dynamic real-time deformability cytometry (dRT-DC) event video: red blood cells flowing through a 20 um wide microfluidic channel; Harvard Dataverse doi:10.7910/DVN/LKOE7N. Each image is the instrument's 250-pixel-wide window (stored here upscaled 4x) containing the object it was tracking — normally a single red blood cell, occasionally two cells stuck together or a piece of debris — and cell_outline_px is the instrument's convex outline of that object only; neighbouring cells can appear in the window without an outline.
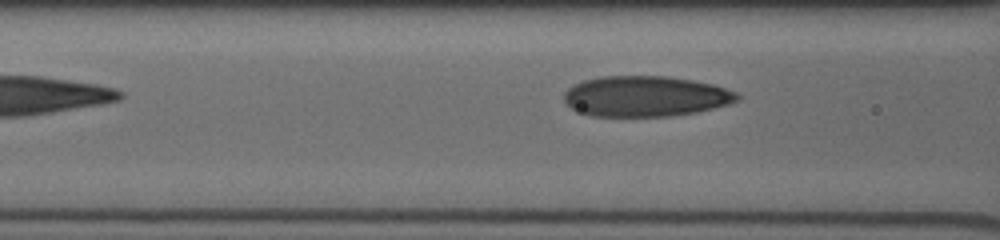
{"species": "human", "species_latin": "Homo sapiens", "temperature_condition": "cold", "stored_images_in_passage": 10, "segment_of_instrument_passage": [2, 2], "camera_frame_rate_fps": 3000, "um_per_image_px": 0.085, "donor": {"sex": "male"}, "frame": {"image": 1, "passage_image": 10, "time_ms": 3.333, "image_size_px": [1000, 240], "cell_outline_px": [[740, 100], [728, 104], [696, 112], [672, 116], [592, 116], [572, 108], [564, 100], [564, 92], [572, 84], [584, 80], [600, 76], [664, 76], [692, 80], [712, 84], [736, 92], [740, 96]], "centroid_in_image_um": [54.86, 8.18], "position_along_channel_um": 111.7, "area_um2": 40.86}}